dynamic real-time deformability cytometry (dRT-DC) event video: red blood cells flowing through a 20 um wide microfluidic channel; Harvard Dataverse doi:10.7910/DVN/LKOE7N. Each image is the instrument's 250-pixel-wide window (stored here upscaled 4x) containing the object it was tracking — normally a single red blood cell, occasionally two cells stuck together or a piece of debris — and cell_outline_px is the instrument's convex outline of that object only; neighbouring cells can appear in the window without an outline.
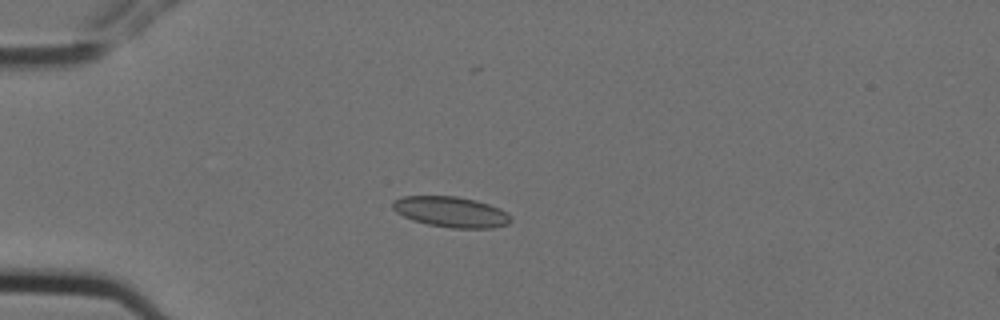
{"species": "Egyptian fruit bat (a non-hibernating species)", "species_latin": "Rousettus aegyptiacus", "temperature_condition": "cold", "stored_images_in_passage": 10, "camera_frame_rate_fps": 3000, "um_per_image_px": 0.085, "animal": {"sex": "female"}, "frame": {"image": 1, "passage_image": 4, "time_ms": 1.0, "image_size_px": [1000, 320], "cell_outline_px": [[512, 220], [508, 224], [492, 228], [452, 228], [428, 224], [412, 220], [396, 212], [392, 208], [392, 200], [400, 196], [456, 196], [476, 200], [500, 208], [512, 216]], "centroid_in_image_um": [38.33, 18.0], "position_along_channel_um": 46.7, "area_um2": 21.21}}
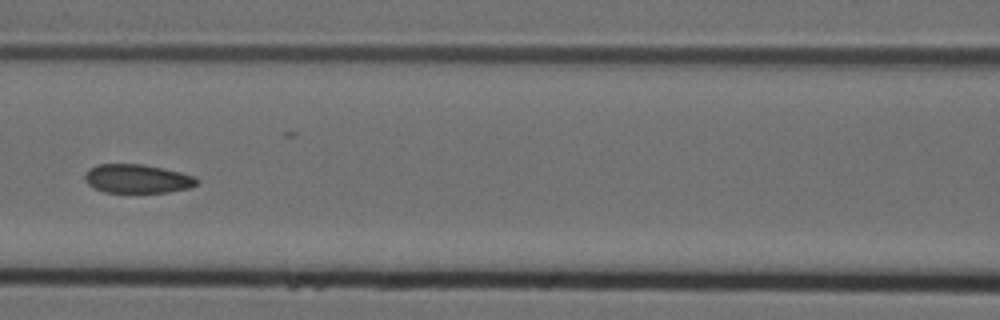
{"frame": {"image": 2, "passage_image": 7, "time_ms": 2.0, "image_size_px": [1000, 320], "cell_outline_px": [[200, 180], [196, 184], [188, 188], [168, 192], [104, 192], [88, 184], [84, 180], [84, 176], [88, 168], [96, 164], [144, 164], [180, 172], [196, 176]], "centroid_in_image_um": [11.66, 15.18], "position_along_channel_um": 154.9, "area_um2": 18.84}}
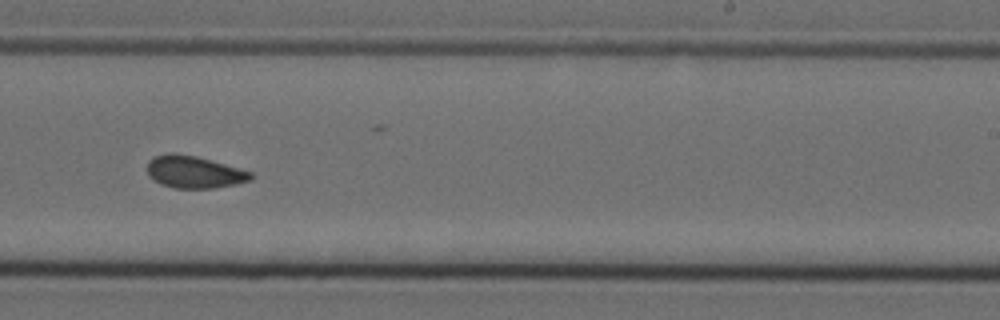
{"frame": {"image": 3, "passage_image": 10, "time_ms": 3.0, "image_size_px": [1000, 320], "cell_outline_px": [[252, 180], [236, 184], [212, 188], [172, 188], [160, 184], [152, 180], [148, 176], [148, 160], [156, 156], [168, 152], [172, 152], [196, 156], [252, 172]], "centroid_in_image_um": [16.46, 14.62], "position_along_channel_um": 272.5, "area_um2": 19.48}}